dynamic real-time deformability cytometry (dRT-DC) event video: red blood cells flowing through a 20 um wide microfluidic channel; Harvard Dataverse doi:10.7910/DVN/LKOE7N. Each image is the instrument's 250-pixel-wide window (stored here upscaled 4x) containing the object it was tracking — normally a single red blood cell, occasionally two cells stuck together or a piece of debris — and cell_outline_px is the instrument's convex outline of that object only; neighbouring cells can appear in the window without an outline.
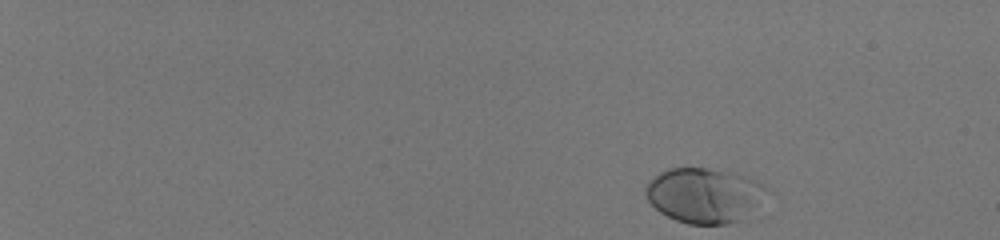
{"species": "human", "species_latin": "Homo sapiens", "temperature_condition": "room temperature", "stored_images_in_passage": 49, "camera_frame_rate_fps": 3000, "um_per_image_px": 0.085, "donor": {"sex": "male"}, "frame": {"image": 1, "passage_image": 1, "time_ms": 0.0, "image_size_px": [1000, 240], "cell_outline_px": [[764, 188], [736, 220], [728, 224], [688, 224], [676, 220], [660, 212], [648, 200], [648, 184], [660, 172], [668, 168], [708, 168], [736, 172], [764, 184]], "centroid_in_image_um": [59.72, 16.56], "position_along_channel_um": 25.3, "area_um2": 36.7}}
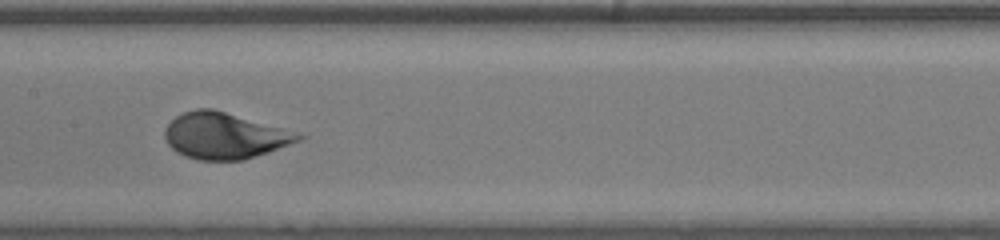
{"frame": {"image": 2, "passage_image": 27, "time_ms": 8.667, "image_size_px": [1000, 240], "cell_outline_px": [[308, 136], [300, 140], [268, 152], [244, 160], [196, 160], [184, 156], [176, 152], [168, 144], [164, 136], [164, 128], [176, 116], [184, 112], [196, 108], [212, 108]], "centroid_in_image_um": [19.03, 11.55], "position_along_channel_um": 188.4, "area_um2": 35.66}}
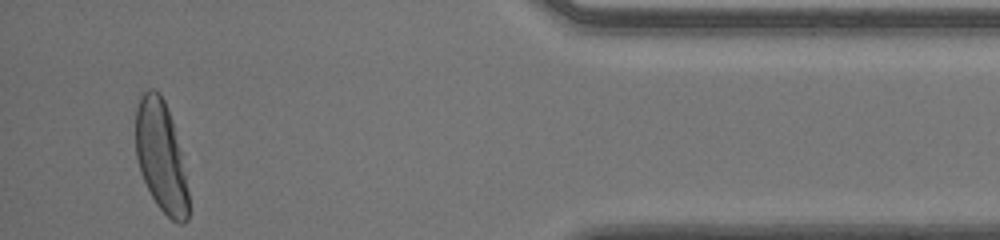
{"frame": {"image": 3, "passage_image": 47, "time_ms": 15.333, "image_size_px": [1000, 240], "cell_outline_px": [[188, 220], [184, 224], [180, 224], [172, 220], [156, 204], [140, 172], [136, 156], [136, 108], [140, 92], [148, 88], [152, 88], [160, 92], [164, 100], [172, 120], [180, 152], [188, 192]], "centroid_in_image_um": [13.66, 13.26], "position_along_channel_um": 421.5, "area_um2": 33.93}}